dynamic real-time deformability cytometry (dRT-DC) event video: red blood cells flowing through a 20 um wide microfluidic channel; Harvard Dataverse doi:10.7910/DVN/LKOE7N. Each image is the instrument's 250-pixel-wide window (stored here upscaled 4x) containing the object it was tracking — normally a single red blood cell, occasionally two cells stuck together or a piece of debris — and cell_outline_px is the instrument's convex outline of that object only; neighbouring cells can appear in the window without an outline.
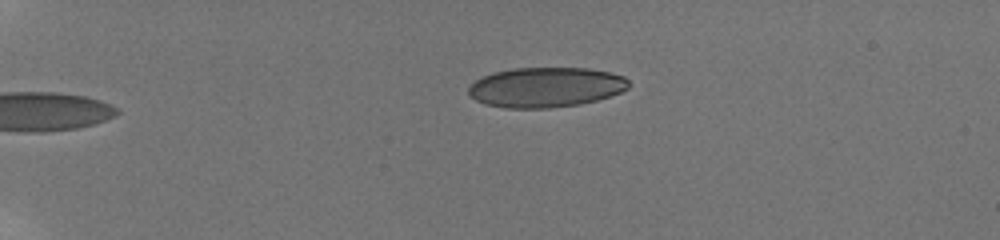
{"species": "human", "species_latin": "Homo sapiens", "temperature_condition": "room temperature", "stored_images_in_passage": 43, "camera_frame_rate_fps": 3000, "um_per_image_px": 0.085, "donor": {"sex": "male"}, "frame": {"image": 1, "passage_image": 1, "time_ms": 0.0, "image_size_px": [1000, 240], "cell_outline_px": [[628, 88], [620, 92], [596, 100], [580, 104], [548, 108], [504, 108], [484, 104], [476, 100], [468, 92], [468, 88], [476, 80], [492, 72], [512, 68], [588, 68], [612, 72], [624, 76], [628, 80]], "centroid_in_image_um": [46.39, 7.41], "position_along_channel_um": 38.6, "area_um2": 37.34}}
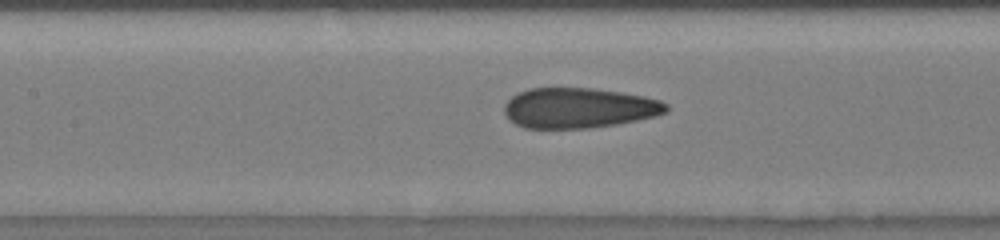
{"frame": {"image": 2, "passage_image": 17, "time_ms": 5.333, "image_size_px": [1000, 240], "cell_outline_px": [[668, 112], [656, 116], [616, 124], [588, 128], [524, 128], [508, 120], [504, 112], [504, 104], [512, 96], [528, 88], [592, 88], [620, 92], [644, 96], [660, 100], [668, 104]], "centroid_in_image_um": [49.19, 9.18], "position_along_channel_um": 158.2, "area_um2": 38.09}}
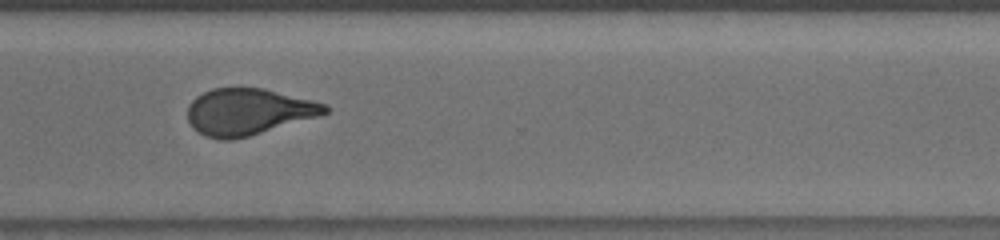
{"frame": {"image": 3, "passage_image": 32, "time_ms": 10.333, "image_size_px": [1000, 240], "cell_outline_px": [[328, 112], [320, 116], [248, 136], [232, 140], [220, 140], [204, 136], [192, 128], [188, 120], [188, 104], [196, 96], [212, 88], [264, 88], [328, 104]], "centroid_in_image_um": [21.09, 9.5], "position_along_channel_um": 349.5, "area_um2": 37.34}, "authors_computed_cell_mechanics": {"area_um2": 38.3792, "velocity_mm_per_s": 3.8391, "shape_relaxation_time_tau1_ms": 5.9583, "shape_relaxation_time_tau2_ms": 0.9357, "deformation_change_tau1": 0.1818, "deformation_change_tau2": 0.0855}}